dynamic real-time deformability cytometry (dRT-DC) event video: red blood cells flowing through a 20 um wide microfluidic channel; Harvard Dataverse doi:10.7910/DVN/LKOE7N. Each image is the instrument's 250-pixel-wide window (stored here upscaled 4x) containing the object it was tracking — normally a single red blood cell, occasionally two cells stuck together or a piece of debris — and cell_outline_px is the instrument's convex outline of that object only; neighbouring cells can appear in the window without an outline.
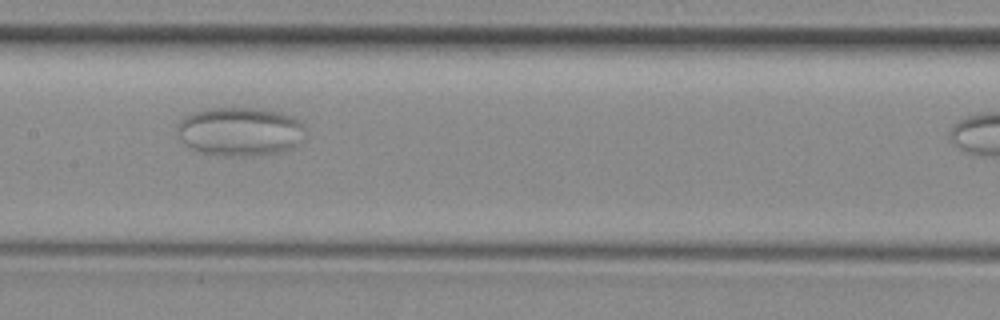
{"species": "common noctule bat (a hibernating species)", "species_latin": "Nyctalus noctula", "temperature_condition": "room temperature", "stored_images_in_passage": 7, "camera_frame_rate_fps": 3000, "um_per_image_px": 0.085, "animal": {"sex": "female", "body_mass_g": 29.2, "forearm_length_mm": 56.3}, "frame": {"image": 1, "passage_image": 5, "time_ms": 4.333, "image_size_px": [1000, 320], "cell_outline_px": [[304, 128], [296, 144], [292, 148], [280, 152], [252, 156], [224, 156], [204, 152], [192, 148], [180, 136], [176, 128], [180, 120], [184, 116], [192, 112], [208, 108], [260, 108], [280, 112], [292, 116], [300, 120], [304, 124]], "centroid_in_image_um": [20.4, 11.16], "position_along_channel_um": 187.0, "area_um2": 36.18}}